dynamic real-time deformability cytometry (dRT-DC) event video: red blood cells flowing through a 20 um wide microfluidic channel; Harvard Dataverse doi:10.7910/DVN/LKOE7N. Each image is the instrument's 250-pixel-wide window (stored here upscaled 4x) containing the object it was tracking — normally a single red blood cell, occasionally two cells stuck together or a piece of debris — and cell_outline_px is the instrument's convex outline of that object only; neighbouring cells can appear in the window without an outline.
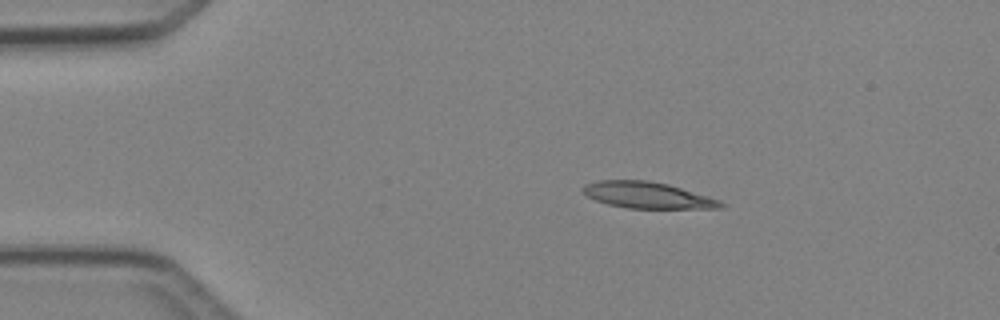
{"species": "Egyptian fruit bat (a non-hibernating species)", "species_latin": "Rousettus aegyptiacus", "temperature_condition": "cold", "stored_images_in_passage": 5, "camera_frame_rate_fps": 3000, "um_per_image_px": 0.085, "animal": {"sex": "female"}, "frame": {"image": 1, "passage_image": 2, "time_ms": 1.333, "image_size_px": [1000, 320], "cell_outline_px": [[724, 208], [628, 208], [608, 204], [596, 200], [588, 196], [580, 188], [584, 184], [596, 180], [648, 180], [668, 184], [708, 196], [720, 200], [724, 204]], "centroid_in_image_um": [55.01, 16.58], "position_along_channel_um": 30.0, "area_um2": 21.1}}
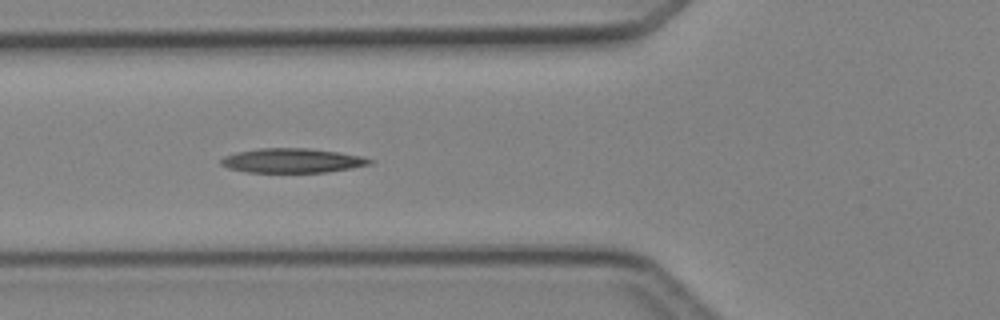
{"frame": {"image": 2, "passage_image": 4, "time_ms": 4.333, "image_size_px": [1000, 320], "cell_outline_px": [[372, 164], [352, 168], [328, 172], [248, 172], [228, 168], [220, 164], [220, 160], [224, 156], [236, 152], [260, 148], [308, 148], [336, 152], [360, 156], [372, 160]], "centroid_in_image_um": [24.81, 13.65], "position_along_channel_um": 101.0, "area_um2": 21.04}}
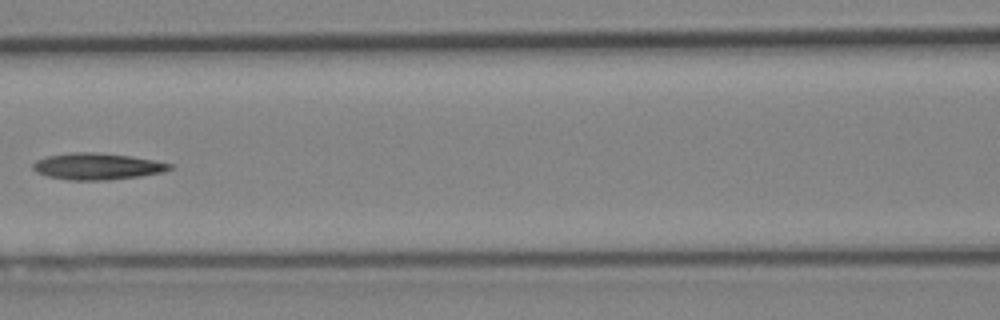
{"frame": {"image": 3, "passage_image": 5, "time_ms": 5.667, "image_size_px": [1000, 320], "cell_outline_px": [[172, 168], [160, 172], [136, 176], [108, 180], [68, 180], [48, 176], [36, 172], [32, 168], [32, 164], [36, 160], [44, 156], [68, 152], [96, 152], [132, 156], [172, 164]], "centroid_in_image_um": [8.17, 14.12], "position_along_channel_um": 158.4, "area_um2": 21.1}}